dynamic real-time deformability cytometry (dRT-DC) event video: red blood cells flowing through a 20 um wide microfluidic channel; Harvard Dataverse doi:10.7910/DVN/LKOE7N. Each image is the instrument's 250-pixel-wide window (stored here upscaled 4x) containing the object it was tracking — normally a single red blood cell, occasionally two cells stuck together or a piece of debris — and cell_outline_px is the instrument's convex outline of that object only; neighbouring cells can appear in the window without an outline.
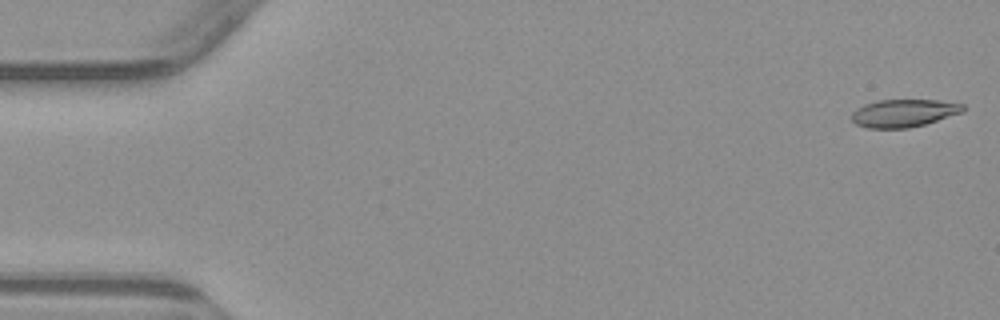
{"species": "common noctule bat (a hibernating species)", "species_latin": "Nyctalus noctula", "temperature_condition": "warm", "stored_images_in_passage": 5, "camera_frame_rate_fps": 3000, "um_per_image_px": 0.085, "animal": {"sex": "male", "body_mass_g": 23.1, "forearm_length_mm": 52.7}, "frame": {"image": 1, "passage_image": 1, "time_ms": 0.0, "image_size_px": [1000, 320], "cell_outline_px": [[964, 112], [924, 124], [908, 128], [868, 128], [856, 124], [852, 120], [852, 112], [856, 108], [864, 104], [876, 100], [936, 100], [964, 104]], "centroid_in_image_um": [76.8, 9.61], "position_along_channel_um": 8.2, "area_um2": 17.98}}
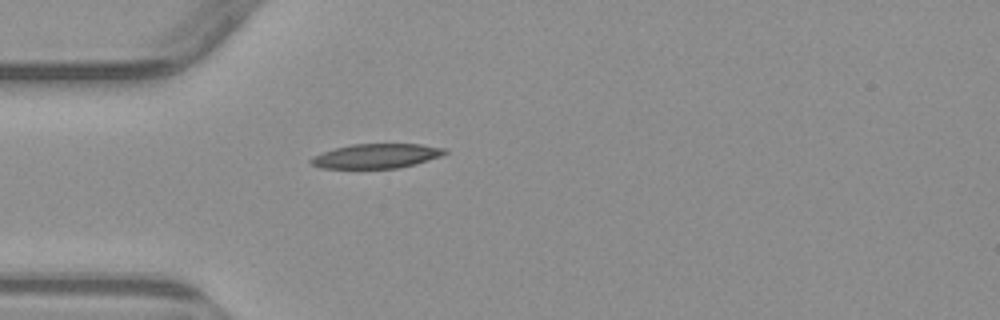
{"frame": {"image": 2, "passage_image": 5, "time_ms": 4.667, "image_size_px": [1000, 320], "cell_outline_px": [[448, 152], [440, 156], [416, 164], [400, 168], [320, 168], [312, 164], [308, 160], [312, 156], [336, 148], [352, 144], [420, 144], [444, 148]], "centroid_in_image_um": [31.99, 13.26], "position_along_channel_um": 53.0, "area_um2": 19.02}}